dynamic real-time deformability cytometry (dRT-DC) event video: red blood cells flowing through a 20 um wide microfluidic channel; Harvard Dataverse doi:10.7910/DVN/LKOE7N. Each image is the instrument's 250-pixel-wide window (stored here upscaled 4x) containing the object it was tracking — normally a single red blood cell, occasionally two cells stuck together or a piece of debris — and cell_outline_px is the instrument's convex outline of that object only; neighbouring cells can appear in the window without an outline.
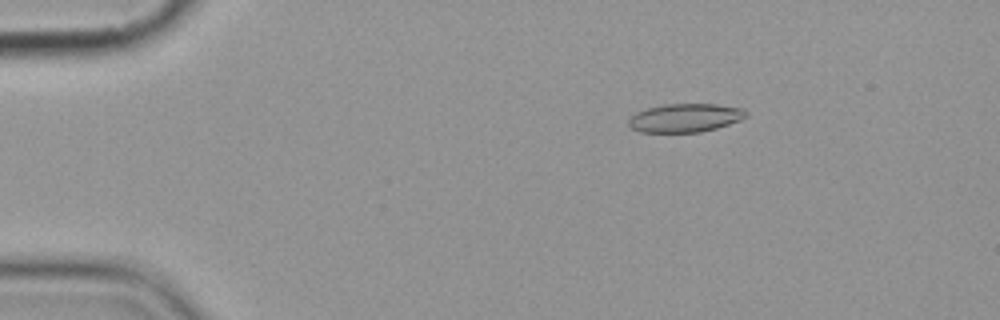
{"species": "common noctule bat (a hibernating species)", "species_latin": "Nyctalus noctula", "temperature_condition": "cold", "stored_images_in_passage": 6, "camera_frame_rate_fps": 3000, "um_per_image_px": 0.085, "animal": {"sex": "female", "body_mass_g": 19.9}, "frame": {"image": 1, "passage_image": 3, "time_ms": 2.333, "image_size_px": [1000, 320], "cell_outline_px": [[748, 116], [740, 120], [716, 128], [700, 132], [640, 132], [632, 128], [628, 124], [628, 120], [636, 112], [648, 108], [668, 104], [716, 104], [744, 108], [748, 112]], "centroid_in_image_um": [58.27, 10.01], "position_along_channel_um": 26.7, "area_um2": 19.48}}
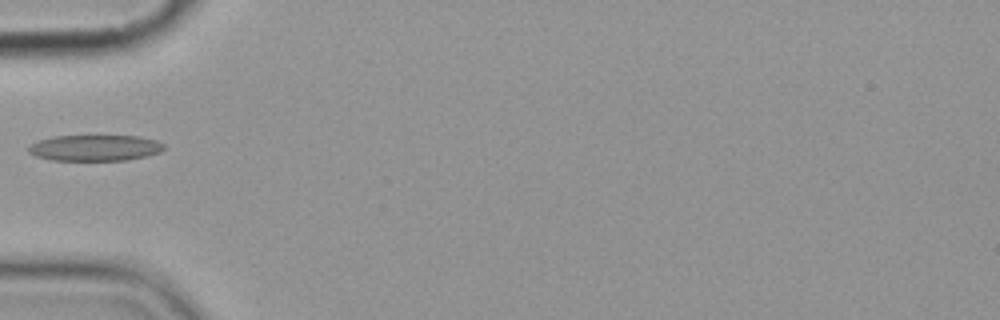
{"frame": {"image": 2, "passage_image": 6, "time_ms": 5.667, "image_size_px": [1000, 320], "cell_outline_px": [[164, 148], [160, 152], [128, 160], [52, 160], [36, 156], [28, 152], [28, 148], [32, 144], [40, 140], [56, 136], [140, 136], [156, 140], [164, 144]], "centroid_in_image_um": [8.09, 12.57], "position_along_channel_um": 76.9, "area_um2": 20.35}}